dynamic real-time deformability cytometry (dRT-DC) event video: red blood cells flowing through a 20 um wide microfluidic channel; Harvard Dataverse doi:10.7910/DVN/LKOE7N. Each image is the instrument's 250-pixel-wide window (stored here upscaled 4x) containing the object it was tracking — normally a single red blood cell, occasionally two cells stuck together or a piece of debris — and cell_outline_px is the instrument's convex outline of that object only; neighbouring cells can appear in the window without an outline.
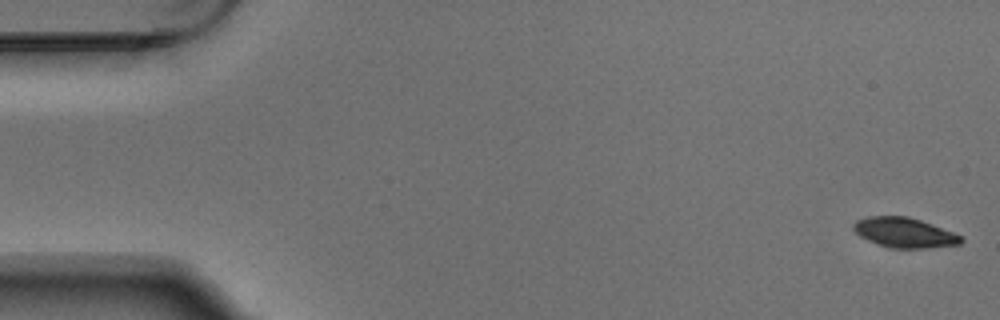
{"species": "Egyptian fruit bat (a non-hibernating species)", "species_latin": "Rousettus aegyptiacus", "temperature_condition": "warm", "stored_images_in_passage": 6, "camera_frame_rate_fps": 3000, "um_per_image_px": 0.085, "animal": {"sex": "male"}, "frame": {"image": 1, "passage_image": 1, "time_ms": 0.0, "image_size_px": [1000, 320], "cell_outline_px": [[964, 240], [960, 244], [928, 248], [892, 248], [876, 244], [860, 236], [852, 228], [852, 224], [856, 220], [868, 216], [908, 216], [932, 224], [952, 232], [960, 236]], "centroid_in_image_um": [76.84, 19.77], "position_along_channel_um": 8.2, "area_um2": 18.73}}